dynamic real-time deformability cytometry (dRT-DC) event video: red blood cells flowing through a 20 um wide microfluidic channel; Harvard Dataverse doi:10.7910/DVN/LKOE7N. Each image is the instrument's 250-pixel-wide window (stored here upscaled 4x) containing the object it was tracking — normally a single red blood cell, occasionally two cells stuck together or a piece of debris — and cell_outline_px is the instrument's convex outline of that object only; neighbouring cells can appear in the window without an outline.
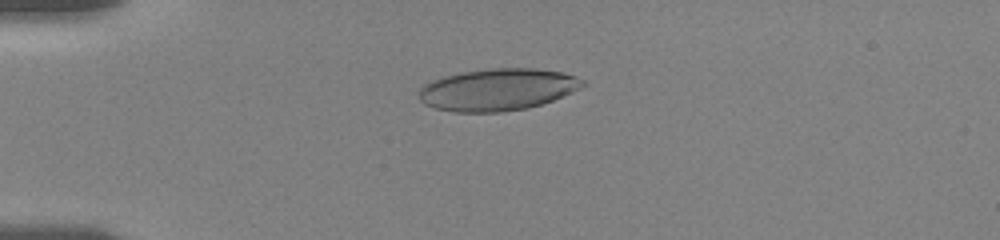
{"species": "human", "species_latin": "Homo sapiens", "temperature_condition": "room temperature", "stored_images_in_passage": 56, "camera_frame_rate_fps": 3000, "um_per_image_px": 0.085, "donor": {"sex": "female"}, "frame": {"image": 1, "passage_image": 14, "time_ms": 4.333, "image_size_px": [1000, 240], "cell_outline_px": [[588, 84], [572, 92], [552, 100], [528, 108], [500, 112], [452, 112], [436, 108], [424, 104], [420, 100], [420, 88], [424, 84], [432, 80], [444, 76], [464, 72], [492, 68], [536, 68], [564, 72], [576, 76], [584, 80]], "centroid_in_image_um": [42.32, 7.61], "position_along_channel_um": 42.7, "area_um2": 40.11}}
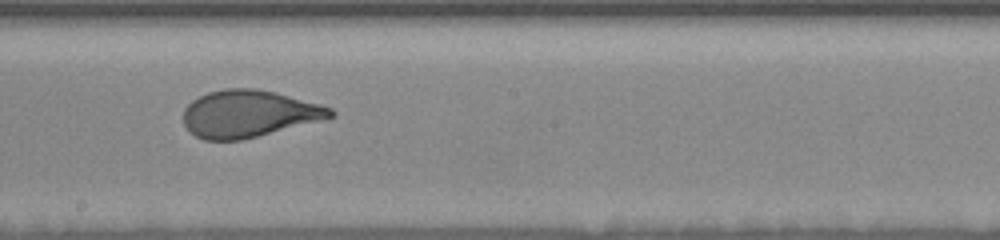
{"frame": {"image": 2, "passage_image": 32, "time_ms": 10.333, "image_size_px": [1000, 240], "cell_outline_px": [[336, 116], [240, 140], [204, 140], [196, 136], [184, 124], [184, 108], [192, 100], [208, 92], [224, 88], [256, 88], [276, 92], [320, 104], [332, 108], [336, 112]], "centroid_in_image_um": [21.14, 9.65], "position_along_channel_um": 227.1, "area_um2": 40.06}}
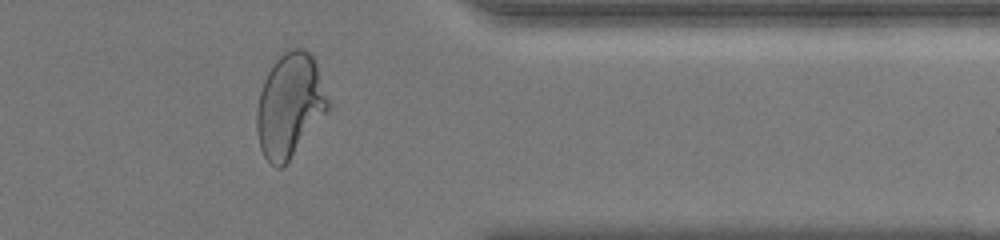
{"frame": {"image": 3, "passage_image": 46, "time_ms": 15.0, "image_size_px": [1000, 240], "cell_outline_px": [[332, 108], [284, 168], [276, 168], [264, 156], [260, 148], [256, 132], [256, 108], [260, 92], [264, 80], [272, 64], [284, 52], [292, 48], [304, 48], [312, 56], [316, 64]], "centroid_in_image_um": [24.64, 9.01], "position_along_channel_um": 386.8, "area_um2": 43.75}, "authors_computed_cell_mechanics": {"area_um2": 41.0091, "velocity_mm_per_s": 3.6054, "shape_relaxation_time_tau1_ms": 4.7082, "shape_relaxation_time_tau2_ms": null, "deformation_change_tau1": 0.1967, "deformation_change_tau2": null}}